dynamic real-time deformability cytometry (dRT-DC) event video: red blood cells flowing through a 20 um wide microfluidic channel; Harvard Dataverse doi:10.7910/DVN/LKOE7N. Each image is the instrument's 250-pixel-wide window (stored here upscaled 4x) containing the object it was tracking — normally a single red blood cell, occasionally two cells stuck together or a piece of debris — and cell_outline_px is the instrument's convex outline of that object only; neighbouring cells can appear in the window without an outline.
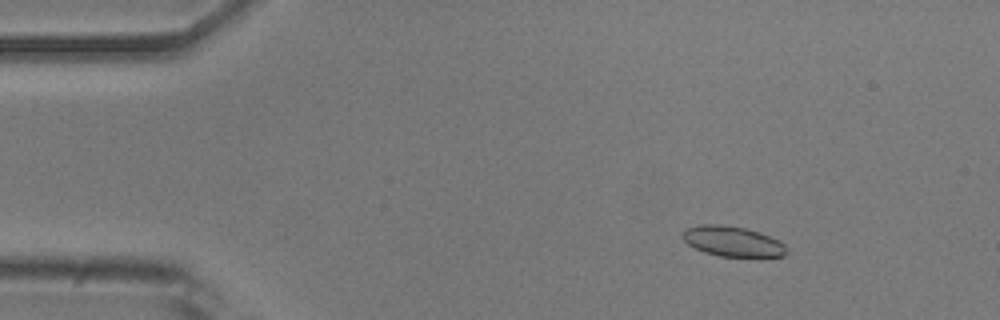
{"species": "common noctule bat (a hibernating species)", "species_latin": "Nyctalus noctula", "temperature_condition": "room temperature", "stored_images_in_passage": 14, "camera_frame_rate_fps": 3000, "um_per_image_px": 0.085, "animal": {"sex": "male", "body_mass_g": 20.5, "forearm_length_mm": 52.5}, "frame": {"image": 1, "passage_image": 8, "time_ms": 2.333, "image_size_px": [1000, 320], "cell_outline_px": [[788, 252], [784, 256], [756, 260], [720, 256], [704, 252], [688, 244], [680, 236], [688, 228], [700, 224], [720, 224], [744, 228], [760, 232], [780, 240], [784, 244]], "centroid_in_image_um": [62.37, 20.57], "position_along_channel_um": 22.6, "area_um2": 19.13}}